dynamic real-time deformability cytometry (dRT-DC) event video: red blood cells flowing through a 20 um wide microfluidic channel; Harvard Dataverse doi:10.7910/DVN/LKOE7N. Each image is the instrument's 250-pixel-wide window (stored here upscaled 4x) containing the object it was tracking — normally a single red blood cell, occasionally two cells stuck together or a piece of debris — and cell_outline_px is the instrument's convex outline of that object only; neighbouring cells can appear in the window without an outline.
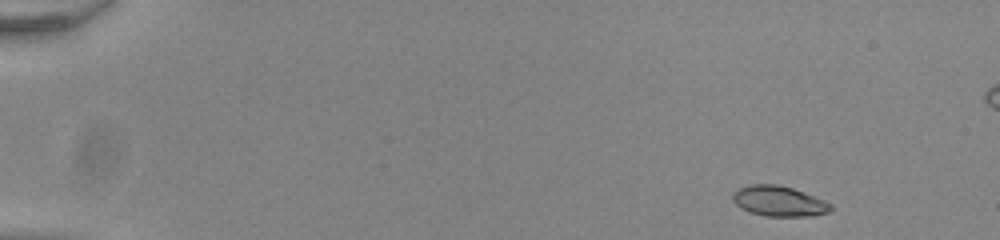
{"species": "common noctule bat (a hibernating species)", "species_latin": "Nyctalus noctula", "temperature_condition": "room temperature", "stored_images_in_passage": 50, "segment_of_instrument_passage": [1, 2], "camera_frame_rate_fps": 3000, "um_per_image_px": 0.085, "animal": {"sex": "male", "body_mass_g": 20.0, "forearm_length_mm": 53.3}, "frame": {"image": 1, "passage_image": 1, "time_ms": 0.0, "image_size_px": [1000, 240], "cell_outline_px": [[832, 208], [828, 212], [812, 216], [764, 216], [740, 208], [732, 200], [732, 192], [740, 188], [752, 184], [776, 184], [792, 188], [804, 192], [824, 200], [832, 204]], "centroid_in_image_um": [66.2, 17.1], "position_along_channel_um": 18.8, "area_um2": 17.28}}
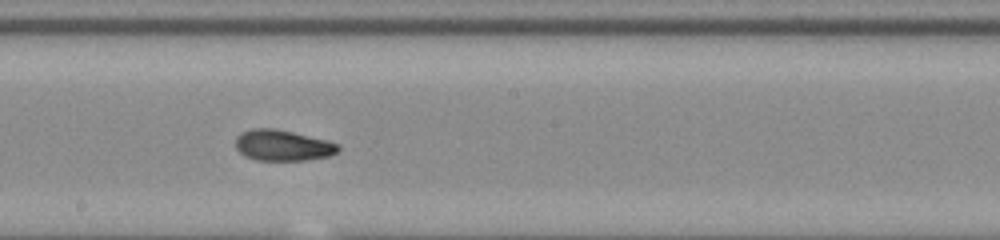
{"frame": {"image": 2, "passage_image": 27, "time_ms": 8.667, "image_size_px": [1000, 240], "cell_outline_px": [[340, 148], [336, 152], [328, 156], [304, 160], [256, 160], [244, 156], [236, 148], [236, 136], [240, 132], [252, 128], [276, 128], [328, 140], [340, 144]], "centroid_in_image_um": [24.01, 12.34], "position_along_channel_um": 224.2, "area_um2": 18.61}}
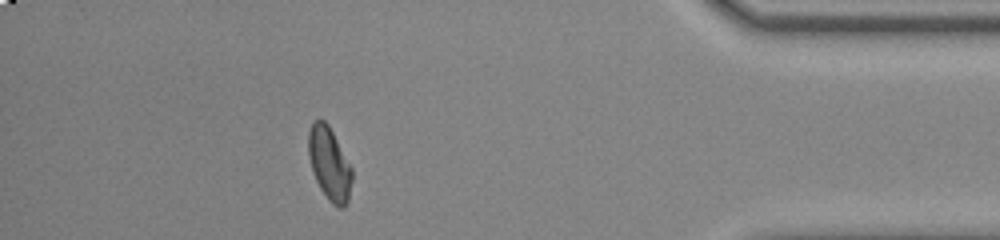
{"frame": {"image": 3, "passage_image": 44, "time_ms": 14.333, "image_size_px": [1000, 240], "cell_outline_px": [[352, 180], [348, 200], [344, 208], [336, 208], [328, 200], [320, 188], [312, 172], [308, 156], [308, 132], [312, 124], [316, 120], [324, 120], [328, 124], [352, 168]], "centroid_in_image_um": [27.99, 13.95], "position_along_channel_um": 407.2, "area_um2": 18.55}}